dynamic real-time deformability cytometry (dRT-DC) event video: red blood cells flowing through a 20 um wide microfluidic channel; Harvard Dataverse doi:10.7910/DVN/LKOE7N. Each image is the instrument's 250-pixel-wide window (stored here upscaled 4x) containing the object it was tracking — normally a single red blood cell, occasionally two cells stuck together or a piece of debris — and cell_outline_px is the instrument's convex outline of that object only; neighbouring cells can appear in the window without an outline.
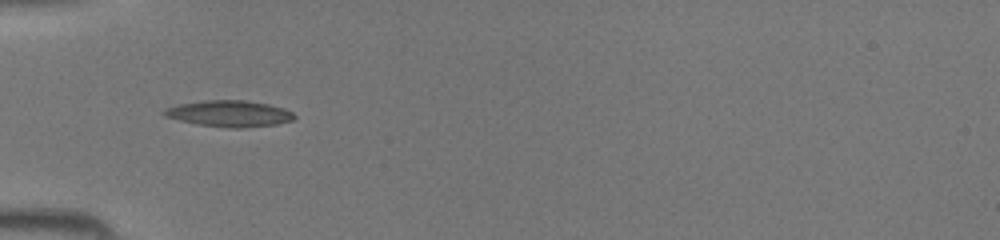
{"species": "common noctule bat (a hibernating species)", "species_latin": "Nyctalus noctula", "temperature_condition": "room temperature", "stored_images_in_passage": 17, "camera_frame_rate_fps": 3000, "um_per_image_px": 0.085, "animal": {"sex": "female", "body_mass_g": 19.5, "forearm_length_mm": 54.1}, "frame": {"image": 1, "passage_image": 2, "time_ms": 0.333, "image_size_px": [1000, 240], "cell_outline_px": [[296, 116], [292, 120], [276, 124], [240, 128], [228, 128], [196, 124], [164, 116], [160, 112], [164, 108], [176, 104], [204, 100], [244, 100], [268, 104], [284, 108], [292, 112]], "centroid_in_image_um": [19.44, 9.65], "position_along_channel_um": 65.6, "area_um2": 20.06}}
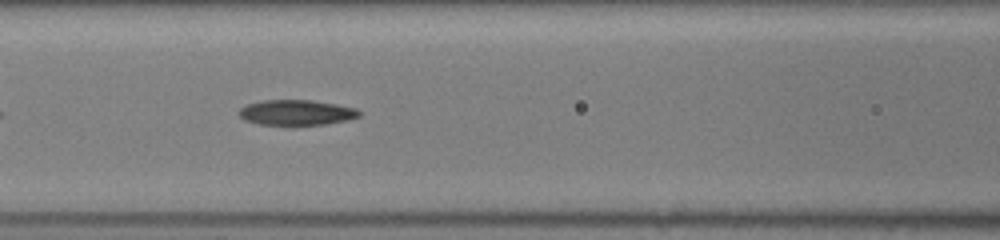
{"frame": {"image": 2, "passage_image": 7, "time_ms": 2.0, "image_size_px": [1000, 240], "cell_outline_px": [[360, 116], [348, 120], [324, 124], [256, 124], [244, 120], [236, 112], [244, 104], [260, 100], [312, 100], [336, 104], [356, 108], [360, 112]], "centroid_in_image_um": [25.14, 9.55], "position_along_channel_um": 141.5, "area_um2": 17.8}}
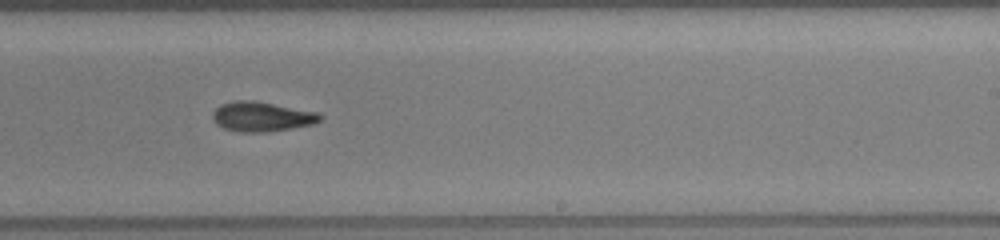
{"frame": {"image": 3, "passage_image": 15, "time_ms": 4.667, "image_size_px": [1000, 240], "cell_outline_px": [[324, 116], [320, 120], [312, 124], [292, 128], [268, 132], [240, 132], [224, 128], [216, 124], [212, 120], [212, 112], [220, 104], [232, 100], [256, 100], [316, 112]], "centroid_in_image_um": [22.2, 9.9], "position_along_channel_um": 266.8, "area_um2": 18.79}}